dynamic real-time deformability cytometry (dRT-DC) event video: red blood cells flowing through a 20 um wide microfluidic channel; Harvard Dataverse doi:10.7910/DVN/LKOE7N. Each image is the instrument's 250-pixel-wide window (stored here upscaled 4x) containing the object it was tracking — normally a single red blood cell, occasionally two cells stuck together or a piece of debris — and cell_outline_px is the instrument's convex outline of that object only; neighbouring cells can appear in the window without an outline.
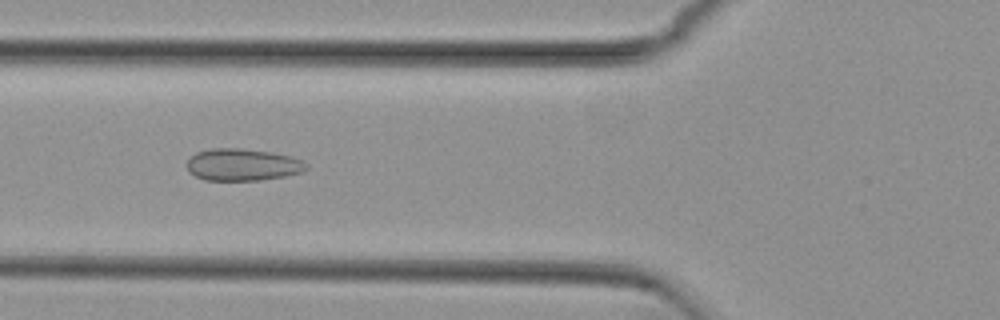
{"species": "common noctule bat (a hibernating species)", "species_latin": "Nyctalus noctula", "temperature_condition": "cold", "stored_images_in_passage": 54, "camera_frame_rate_fps": 3000, "um_per_image_px": 0.085, "animal": {"sex": "female", "body_mass_g": 29.2, "forearm_length_mm": 56.3}, "frame": {"image": 1, "passage_image": 20, "time_ms": 6.333, "image_size_px": [1000, 320], "cell_outline_px": [[308, 168], [304, 172], [284, 176], [260, 180], [204, 180], [188, 172], [188, 160], [196, 152], [212, 148], [240, 148], [272, 152], [292, 156], [304, 160], [308, 164]], "centroid_in_image_um": [20.67, 13.99], "position_along_channel_um": 105.1, "area_um2": 22.48}}
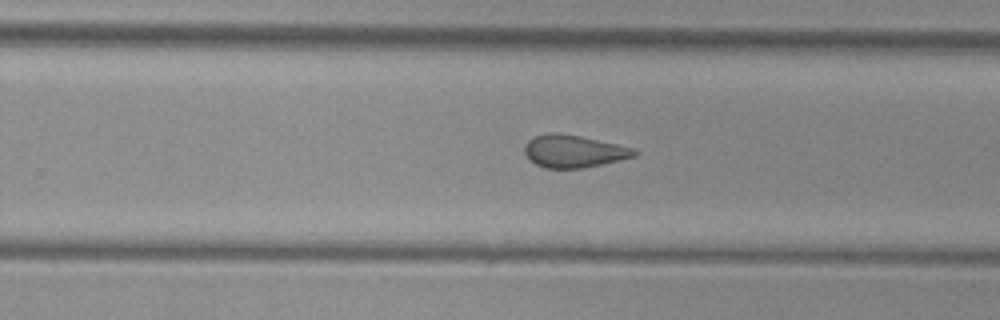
{"frame": {"image": 2, "passage_image": 34, "time_ms": 11.0, "image_size_px": [1000, 320], "cell_outline_px": [[640, 152], [636, 156], [620, 160], [584, 168], [544, 168], [536, 164], [524, 152], [524, 148], [528, 140], [532, 136], [548, 132], [560, 132], [580, 136], [636, 148]], "centroid_in_image_um": [48.79, 12.84], "position_along_channel_um": 281.0, "area_um2": 20.98}}
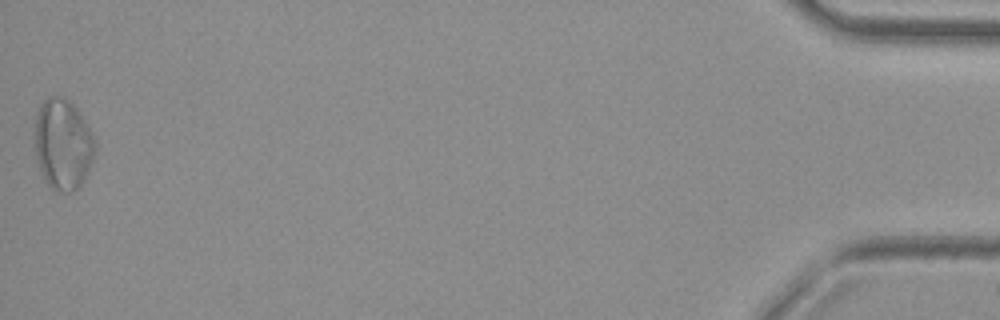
{"frame": {"image": 3, "passage_image": 54, "time_ms": 17.667, "image_size_px": [1000, 320], "cell_outline_px": [[96, 148], [88, 172], [84, 180], [72, 192], [52, 192], [44, 180], [36, 156], [36, 112], [40, 104], [48, 96], [64, 96], [80, 112], [96, 140]], "centroid_in_image_um": [5.36, 12.27], "position_along_channel_um": 429.8, "area_um2": 32.08}, "authors_computed_cell_mechanics": {"area_um2": 22.8888, "velocity_mm_per_s": 3.765, "shape_relaxation_time_tau1_ms": null, "shape_relaxation_time_tau2_ms": 1.8967, "deformation_change_tau1": null, "deformation_change_tau2": 0.086}}